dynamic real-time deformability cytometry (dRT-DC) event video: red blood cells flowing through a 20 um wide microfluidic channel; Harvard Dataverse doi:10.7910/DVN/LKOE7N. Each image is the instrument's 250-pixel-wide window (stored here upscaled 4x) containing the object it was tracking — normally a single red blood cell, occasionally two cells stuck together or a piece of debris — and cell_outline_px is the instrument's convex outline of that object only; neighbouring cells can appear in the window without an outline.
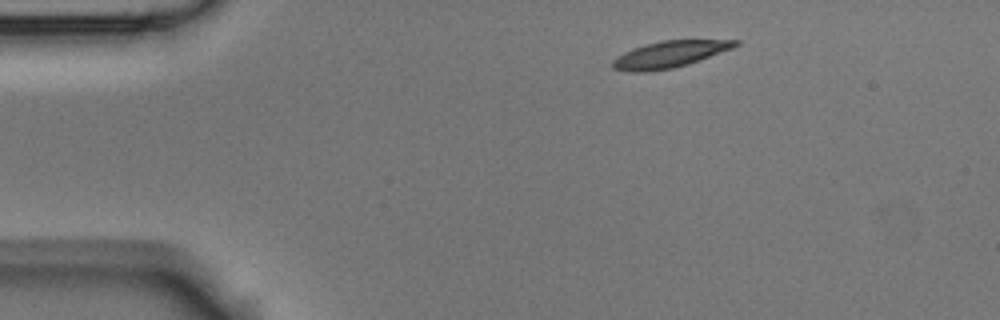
{"species": "Egyptian fruit bat (a non-hibernating species)", "species_latin": "Rousettus aegyptiacus", "temperature_condition": "room temperature", "stored_images_in_passage": 3, "camera_frame_rate_fps": 3000, "um_per_image_px": 0.085, "animal": {"sex": "male"}, "frame": {"image": 1, "passage_image": 1, "time_ms": 0.0, "image_size_px": [1000, 320], "cell_outline_px": [[740, 44], [732, 48], [700, 60], [688, 64], [672, 68], [644, 72], [628, 72], [612, 68], [612, 60], [616, 56], [624, 52], [660, 40], [740, 40]], "centroid_in_image_um": [56.9, 4.62], "position_along_channel_um": 28.1, "area_um2": 18.84}}